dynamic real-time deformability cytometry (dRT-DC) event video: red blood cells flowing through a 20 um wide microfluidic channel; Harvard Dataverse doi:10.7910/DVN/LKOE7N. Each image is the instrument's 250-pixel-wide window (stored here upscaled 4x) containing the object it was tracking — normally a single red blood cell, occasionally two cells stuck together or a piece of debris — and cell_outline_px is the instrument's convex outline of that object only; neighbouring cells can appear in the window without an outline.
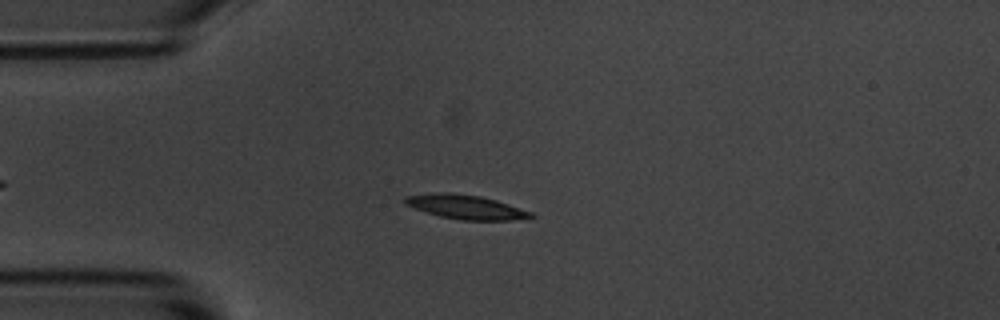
{"species": "common noctule bat (a hibernating species)", "species_latin": "Nyctalus noctula", "temperature_condition": "room temperature", "stored_images_in_passage": 43, "camera_frame_rate_fps": 3000, "um_per_image_px": 0.085, "animal": {"sex": "male", "body_mass_g": 20.1, "forearm_length_mm": 53.5}, "frame": {"image": 1, "passage_image": 6, "time_ms": 1.667, "image_size_px": [1000, 320], "cell_outline_px": [[536, 216], [532, 220], [460, 220], [440, 216], [404, 204], [404, 196], [440, 192], [448, 192], [480, 196], [496, 200], [532, 212]], "centroid_in_image_um": [39.67, 17.6], "position_along_channel_um": 45.3, "area_um2": 17.8}}
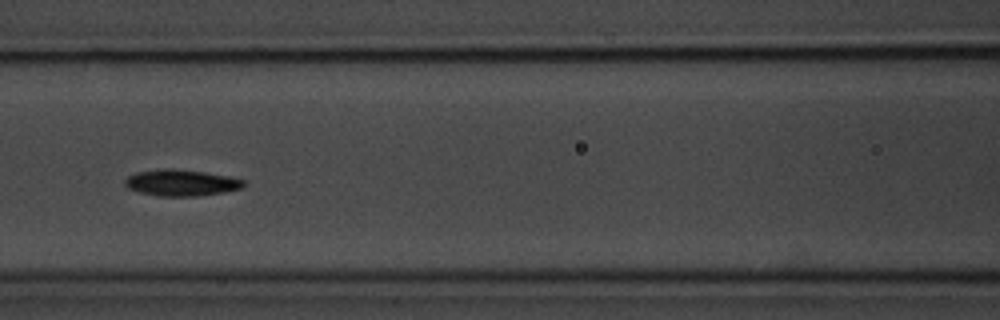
{"frame": {"image": 2, "passage_image": 16, "time_ms": 5.0, "image_size_px": [1000, 320], "cell_outline_px": [[248, 184], [244, 188], [224, 192], [196, 196], [160, 196], [140, 192], [128, 188], [124, 184], [124, 180], [128, 176], [136, 172], [164, 168], [172, 168], [204, 172], [228, 176], [244, 180]], "centroid_in_image_um": [15.43, 15.53], "position_along_channel_um": 151.2, "area_um2": 18.32}}
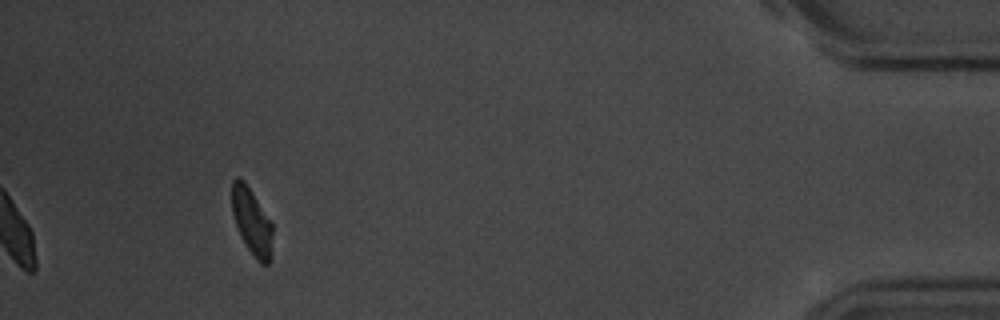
{"frame": {"image": 3, "passage_image": 43, "time_ms": 14.0, "image_size_px": [1000, 320], "cell_outline_px": [[272, 232], [268, 264], [260, 264], [256, 260], [244, 244], [240, 236], [232, 212], [232, 180], [236, 176], [244, 180], [252, 192], [272, 224]], "centroid_in_image_um": [21.36, 18.81], "position_along_channel_um": 413.8, "area_um2": 15.49}, "authors_computed_cell_mechanics": {"area_um2": 17.2822, "velocity_mm_per_s": 3.642, "shape_relaxation_time_tau1_ms": 2.8923, "shape_relaxation_time_tau2_ms": 7.1364, "deformation_change_tau1": 0.1218, "deformation_change_tau2": 0.1107}}